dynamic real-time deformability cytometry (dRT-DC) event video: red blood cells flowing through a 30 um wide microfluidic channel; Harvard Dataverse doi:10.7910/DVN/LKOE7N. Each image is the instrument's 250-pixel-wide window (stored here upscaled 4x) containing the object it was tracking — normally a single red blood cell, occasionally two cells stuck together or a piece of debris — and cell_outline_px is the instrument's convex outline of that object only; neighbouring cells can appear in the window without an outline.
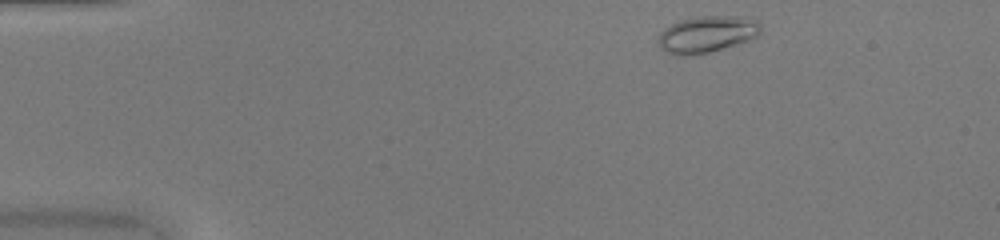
{"species": "common noctule bat (a hibernating species)", "species_latin": "Nyctalus noctula", "temperature_condition": "warm", "stored_images_in_passage": 44, "camera_frame_rate_fps": 3000, "um_per_image_px": 0.085, "animal": {"sex": "female", "body_mass_g": 20.0, "forearm_length_mm": 54.0}, "frame": {"image": 1, "passage_image": 2, "time_ms": 0.333, "image_size_px": [1000, 240], "cell_outline_px": [[760, 32], [756, 36], [748, 40], [708, 52], [692, 56], [676, 56], [660, 48], [660, 32], [664, 28], [680, 20], [696, 16], [752, 16], [760, 24]], "centroid_in_image_um": [60.1, 2.89], "position_along_channel_um": 24.9, "area_um2": 21.85}}
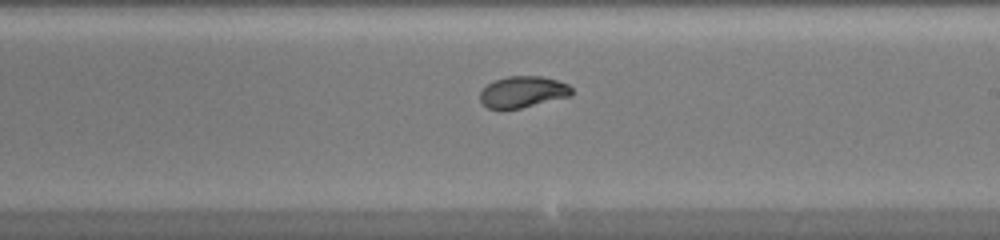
{"frame": {"image": 2, "passage_image": 24, "time_ms": 7.667, "image_size_px": [1000, 240], "cell_outline_px": [[572, 96], [520, 108], [488, 108], [480, 100], [480, 92], [488, 84], [496, 80], [508, 76], [540, 76], [556, 80], [568, 84], [572, 88]], "centroid_in_image_um": [44.47, 7.8], "position_along_channel_um": 244.5, "area_um2": 16.53}}
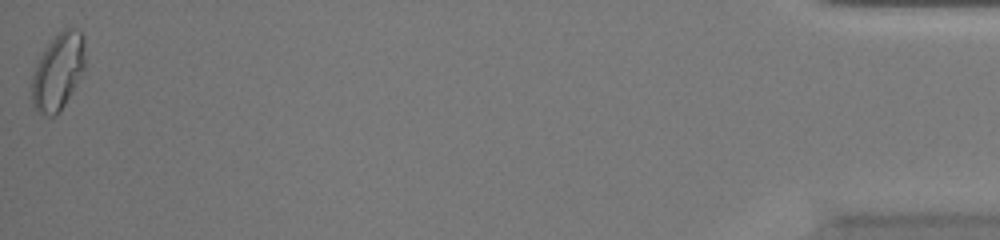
{"frame": {"image": 3, "passage_image": 44, "time_ms": 14.333, "image_size_px": [1000, 240], "cell_outline_px": [[84, 72], [60, 112], [52, 116], [40, 116], [36, 112], [32, 104], [32, 76], [36, 64], [44, 48], [56, 32], [64, 28], [76, 28], [84, 36]], "centroid_in_image_um": [4.92, 6.09], "position_along_channel_um": 430.3, "area_um2": 24.28}, "authors_computed_cell_mechanics": {"area_um2": 18.2937, "velocity_mm_per_s": 4.1741, "shape_relaxation_time_tau1_ms": 6.5779, "shape_relaxation_time_tau2_ms": 0.742, "deformation_change_tau1": 0.2007, "deformation_change_tau2": 0.0341}}